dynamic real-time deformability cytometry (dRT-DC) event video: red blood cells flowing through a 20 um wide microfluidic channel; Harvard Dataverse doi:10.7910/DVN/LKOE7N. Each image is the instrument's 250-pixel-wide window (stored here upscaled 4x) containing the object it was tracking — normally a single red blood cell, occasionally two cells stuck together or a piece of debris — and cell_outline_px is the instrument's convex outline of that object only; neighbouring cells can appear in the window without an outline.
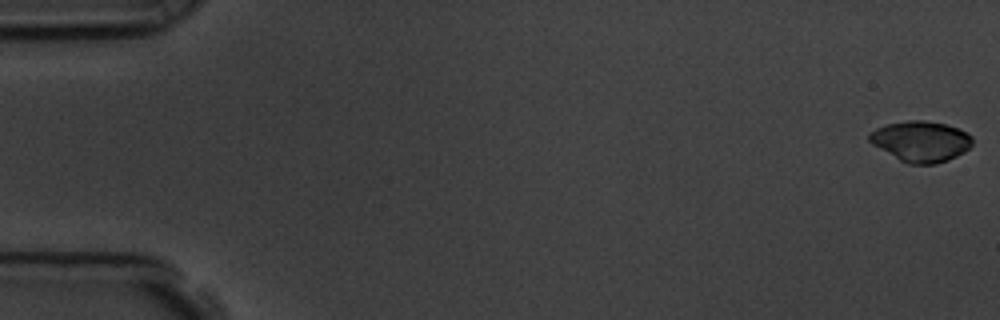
{"species": "common noctule bat (a hibernating species)", "species_latin": "Nyctalus noctula", "temperature_condition": "room temperature", "stored_images_in_passage": 57, "camera_frame_rate_fps": 3000, "um_per_image_px": 0.085, "animal": {"sex": "male", "body_mass_g": 19.5, "forearm_length_mm": 54.6}, "frame": {"image": 1, "passage_image": 1, "time_ms": 0.0, "image_size_px": [1000, 320], "cell_outline_px": [[972, 144], [964, 152], [948, 160], [936, 164], [908, 164], [900, 160], [872, 144], [868, 140], [868, 136], [876, 128], [888, 124], [908, 120], [924, 120], [944, 124], [968, 132], [972, 136]], "centroid_in_image_um": [78.28, 12.02], "position_along_channel_um": 6.7, "area_um2": 24.28}}
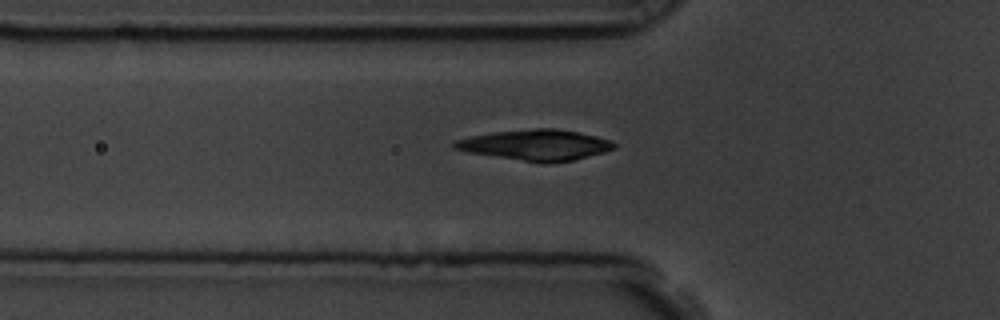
{"frame": {"image": 2, "passage_image": 20, "time_ms": 6.333, "image_size_px": [1000, 320], "cell_outline_px": [[616, 148], [604, 152], [572, 160], [524, 160], [468, 152], [452, 148], [452, 140], [492, 132], [536, 128], [556, 128], [596, 136], [608, 140], [616, 144]], "centroid_in_image_um": [45.49, 12.28], "position_along_channel_um": 80.3, "area_um2": 27.57}}
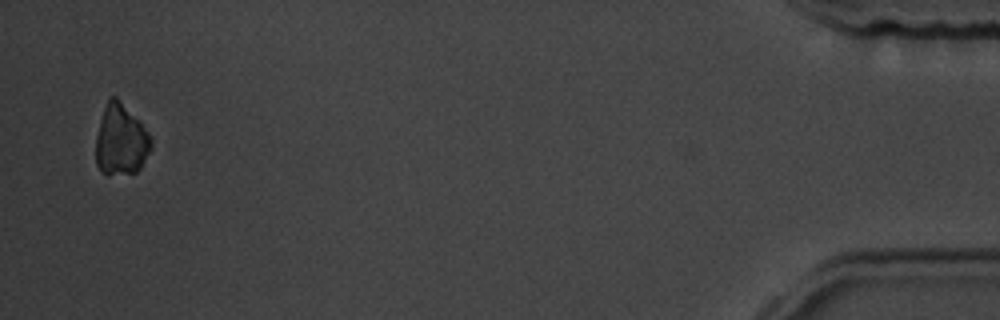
{"frame": {"image": 3, "passage_image": 56, "time_ms": 18.333, "image_size_px": [1000, 320], "cell_outline_px": [[152, 148], [140, 168], [136, 172], [108, 176], [100, 172], [96, 164], [96, 136], [100, 120], [108, 96], [116, 96], [140, 120], [148, 132], [152, 140]], "centroid_in_image_um": [10.27, 11.91], "position_along_channel_um": 424.9, "area_um2": 23.29}, "authors_computed_cell_mechanics": {"area_um2": 26.299, "velocity_mm_per_s": 3.5854, "shape_relaxation_time_tau1_ms": 1.1379, "shape_relaxation_time_tau2_ms": null, "deformation_change_tau1": 0.0553, "deformation_change_tau2": null}}